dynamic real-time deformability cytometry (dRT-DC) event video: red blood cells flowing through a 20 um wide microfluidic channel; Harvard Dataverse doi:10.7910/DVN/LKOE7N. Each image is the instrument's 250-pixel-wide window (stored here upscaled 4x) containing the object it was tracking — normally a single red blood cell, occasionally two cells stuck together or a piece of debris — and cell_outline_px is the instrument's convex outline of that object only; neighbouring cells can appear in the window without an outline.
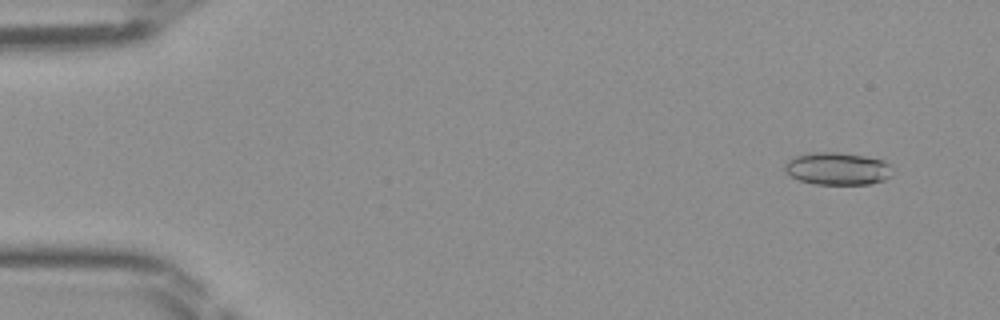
{"species": "Egyptian fruit bat (a non-hibernating species)", "species_latin": "Rousettus aegyptiacus", "temperature_condition": "room temperature", "stored_images_in_passage": 15, "camera_frame_rate_fps": 3000, "um_per_image_px": 0.085, "frame": {"image": 1, "passage_image": 3, "time_ms": 0.667, "image_size_px": [1000, 320], "cell_outline_px": [[892, 176], [884, 180], [868, 184], [816, 184], [800, 180], [784, 172], [784, 164], [788, 160], [804, 152], [840, 152], [864, 156], [884, 160], [892, 164]], "centroid_in_image_um": [71.2, 14.32], "position_along_channel_um": 13.8, "area_um2": 20.69}}